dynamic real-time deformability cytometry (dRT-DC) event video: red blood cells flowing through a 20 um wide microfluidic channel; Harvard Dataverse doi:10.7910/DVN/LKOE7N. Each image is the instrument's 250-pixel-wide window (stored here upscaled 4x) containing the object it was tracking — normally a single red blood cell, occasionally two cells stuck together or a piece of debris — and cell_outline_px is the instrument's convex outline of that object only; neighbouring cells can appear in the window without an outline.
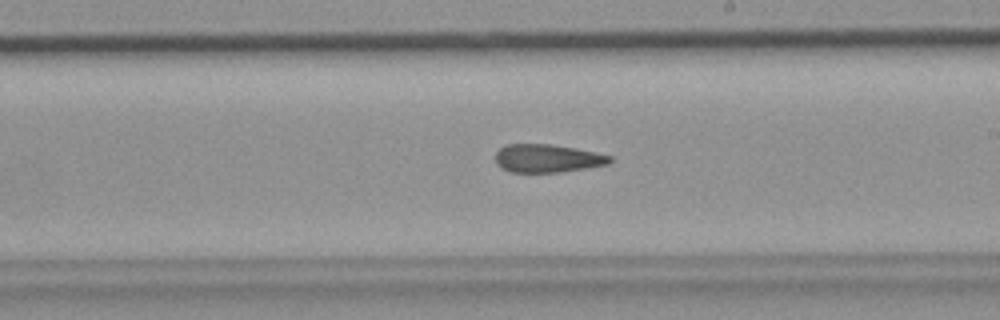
{"species": "common noctule bat (a hibernating species)", "species_latin": "Nyctalus noctula", "temperature_condition": "room temperature", "stored_images_in_passage": 24, "camera_frame_rate_fps": 3000, "um_per_image_px": 0.085, "animal": {"sex": "female", "body_mass_g": 19.9}, "frame": {"image": 1, "passage_image": 17, "time_ms": 5.333, "image_size_px": [1000, 320], "cell_outline_px": [[612, 160], [608, 164], [564, 172], [512, 172], [500, 168], [496, 164], [496, 152], [500, 148], [508, 144], [552, 144], [576, 148], [612, 156]], "centroid_in_image_um": [46.52, 13.46], "position_along_channel_um": 242.5, "area_um2": 18.84}}